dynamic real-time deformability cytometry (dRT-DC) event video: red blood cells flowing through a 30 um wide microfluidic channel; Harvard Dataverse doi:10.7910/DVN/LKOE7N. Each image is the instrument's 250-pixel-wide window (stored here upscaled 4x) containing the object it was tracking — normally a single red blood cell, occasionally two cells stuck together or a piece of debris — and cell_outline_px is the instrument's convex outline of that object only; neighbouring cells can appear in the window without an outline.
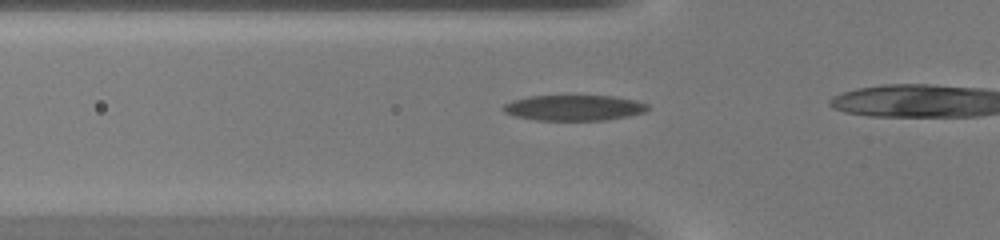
{"species": "common noctule bat (a hibernating species)", "species_latin": "Nyctalus noctula", "temperature_condition": "warm", "stored_images_in_passage": 8, "camera_frame_rate_fps": 3000, "um_per_image_px": 0.085, "animal": {"sex": "female", "body_mass_g": 20.0, "forearm_length_mm": 54.0}, "frame": {"image": 1, "passage_image": 4, "time_ms": 1.0, "image_size_px": [1000, 240], "cell_outline_px": [[652, 108], [644, 112], [628, 116], [604, 120], [536, 120], [516, 116], [504, 112], [500, 108], [504, 104], [512, 100], [528, 96], [616, 96], [636, 100], [648, 104]], "centroid_in_image_um": [48.8, 9.16], "position_along_channel_um": 77.0, "area_um2": 21.68}}
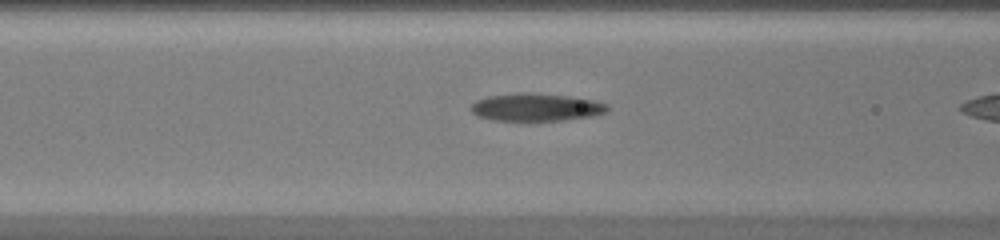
{"frame": {"image": 2, "passage_image": 7, "time_ms": 2.0, "image_size_px": [1000, 240], "cell_outline_px": [[608, 112], [592, 116], [564, 120], [492, 120], [476, 116], [472, 112], [472, 104], [476, 100], [488, 96], [516, 92], [532, 92], [568, 96], [596, 100], [608, 104]], "centroid_in_image_um": [45.58, 9.1], "position_along_channel_um": 121.0, "area_um2": 22.2}}